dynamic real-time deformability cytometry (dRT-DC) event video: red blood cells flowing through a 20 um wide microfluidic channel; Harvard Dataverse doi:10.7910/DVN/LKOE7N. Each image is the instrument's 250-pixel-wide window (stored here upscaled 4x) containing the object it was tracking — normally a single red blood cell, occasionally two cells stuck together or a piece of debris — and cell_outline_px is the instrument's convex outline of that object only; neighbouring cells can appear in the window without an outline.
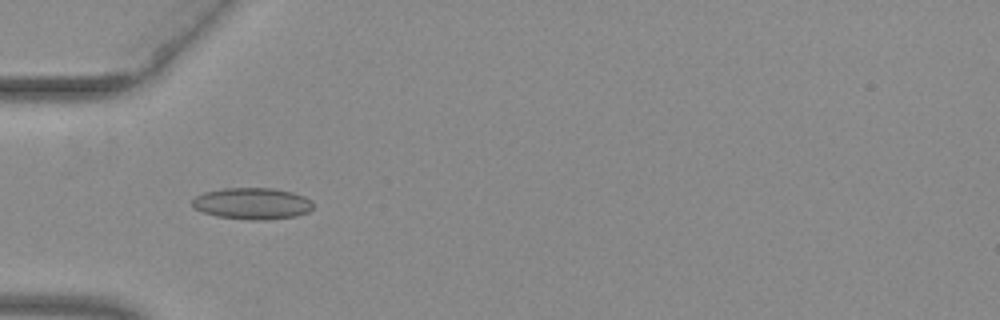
{"species": "common noctule bat (a hibernating species)", "species_latin": "Nyctalus noctula", "temperature_condition": "warm", "stored_images_in_passage": 38, "camera_frame_rate_fps": 3000, "um_per_image_px": 0.085, "animal": {"sex": "female", "body_mass_g": 29.2, "forearm_length_mm": 56.3}, "frame": {"image": 1, "passage_image": 3, "time_ms": 0.667, "image_size_px": [1000, 320], "cell_outline_px": [[312, 208], [308, 212], [296, 216], [264, 220], [252, 220], [216, 216], [192, 208], [192, 200], [196, 196], [204, 192], [224, 188], [272, 188], [292, 192], [304, 196], [312, 200]], "centroid_in_image_um": [21.43, 17.3], "position_along_channel_um": 63.6, "area_um2": 22.25}}
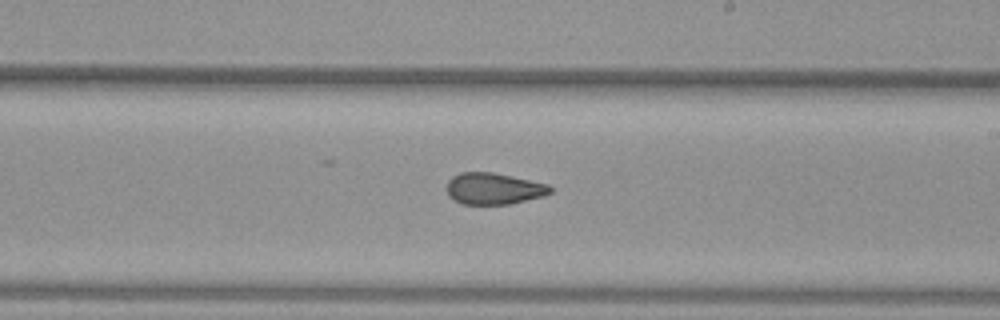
{"frame": {"image": 2, "passage_image": 17, "time_ms": 5.333, "image_size_px": [1000, 320], "cell_outline_px": [[552, 192], [544, 196], [508, 204], [460, 204], [452, 200], [448, 196], [448, 180], [452, 176], [460, 172], [492, 172], [512, 176], [548, 184], [552, 188]], "centroid_in_image_um": [41.95, 16.03], "position_along_channel_um": 247.1, "area_um2": 19.07}}
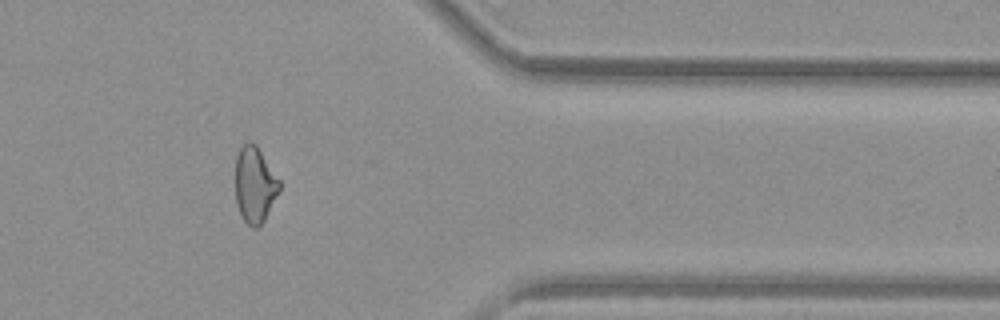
{"frame": {"image": 3, "passage_image": 29, "time_ms": 9.333, "image_size_px": [1000, 320], "cell_outline_px": [[280, 188], [264, 220], [256, 228], [252, 228], [244, 220], [236, 204], [236, 156], [240, 148], [248, 140], [256, 144], [280, 180]], "centroid_in_image_um": [21.65, 15.68], "position_along_channel_um": 389.8, "area_um2": 19.31}, "authors_computed_cell_mechanics": {"area_um2": 19.8832, "velocity_mm_per_s": 3.9844, "shape_relaxation_time_tau1_ms": null, "shape_relaxation_time_tau2_ms": 1.9752, "deformation_change_tau1": null, "deformation_change_tau2": 0.0709}}